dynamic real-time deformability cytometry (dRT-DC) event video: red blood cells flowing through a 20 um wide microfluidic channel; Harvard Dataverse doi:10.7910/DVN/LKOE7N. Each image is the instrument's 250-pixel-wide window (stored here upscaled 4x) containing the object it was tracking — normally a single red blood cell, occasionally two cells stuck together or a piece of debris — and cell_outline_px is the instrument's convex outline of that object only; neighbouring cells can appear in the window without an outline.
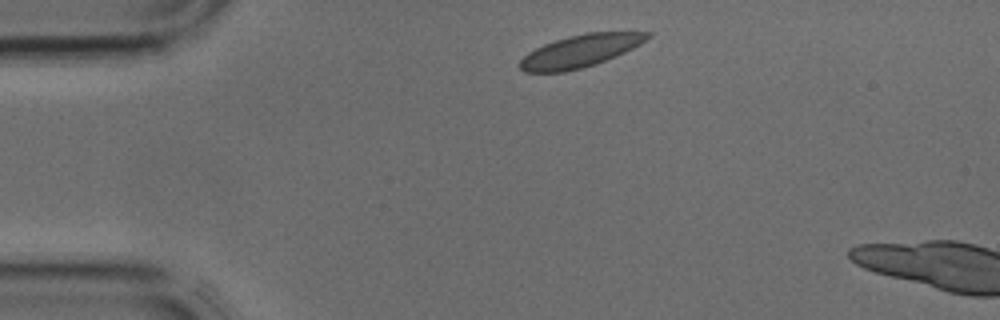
{"species": "common noctule bat (a hibernating species)", "species_latin": "Nyctalus noctula", "temperature_condition": "cold", "stored_images_in_passage": 2, "camera_frame_rate_fps": 3000, "um_per_image_px": 0.085, "animal": {"sex": "male", "body_mass_g": 17.9, "forearm_length_mm": 54.2}, "frame": {"image": 1, "passage_image": 1, "time_ms": 0.0, "image_size_px": [1000, 320], "cell_outline_px": [[652, 36], [640, 44], [616, 56], [596, 64], [564, 72], [524, 72], [520, 68], [520, 60], [528, 52], [544, 44], [568, 36], [588, 32], [652, 32]], "centroid_in_image_um": [49.33, 4.33], "position_along_channel_um": 35.7, "area_um2": 23.93}}